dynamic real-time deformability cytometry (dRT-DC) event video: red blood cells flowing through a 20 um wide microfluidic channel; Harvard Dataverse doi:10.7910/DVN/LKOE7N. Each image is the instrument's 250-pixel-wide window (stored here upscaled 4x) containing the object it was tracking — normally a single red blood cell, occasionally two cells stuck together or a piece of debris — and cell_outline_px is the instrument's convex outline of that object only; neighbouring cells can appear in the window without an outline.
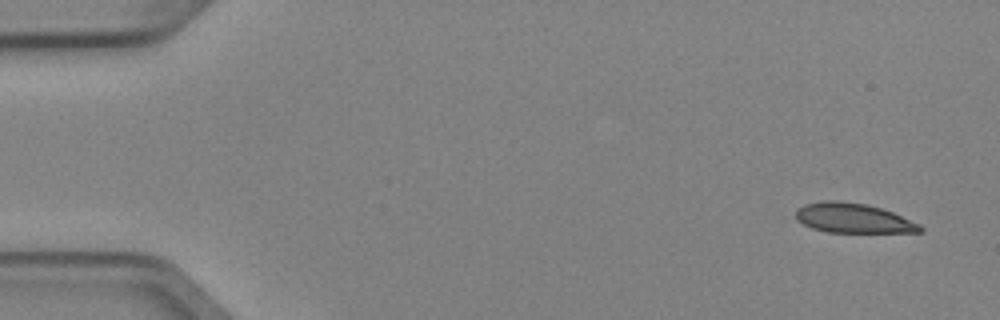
{"species": "Egyptian fruit bat (a non-hibernating species)", "species_latin": "Rousettus aegyptiacus", "temperature_condition": "cold", "stored_images_in_passage": 5, "camera_frame_rate_fps": 3000, "um_per_image_px": 0.085, "animal": {"sex": "female"}, "frame": {"image": 1, "passage_image": 1, "time_ms": 0.0, "image_size_px": [1000, 320], "cell_outline_px": [[924, 232], [828, 232], [812, 228], [796, 220], [796, 208], [804, 204], [824, 200], [836, 200], [868, 204], [892, 212], [920, 224], [924, 228]], "centroid_in_image_um": [72.5, 18.53], "position_along_channel_um": 12.5, "area_um2": 21.56}}
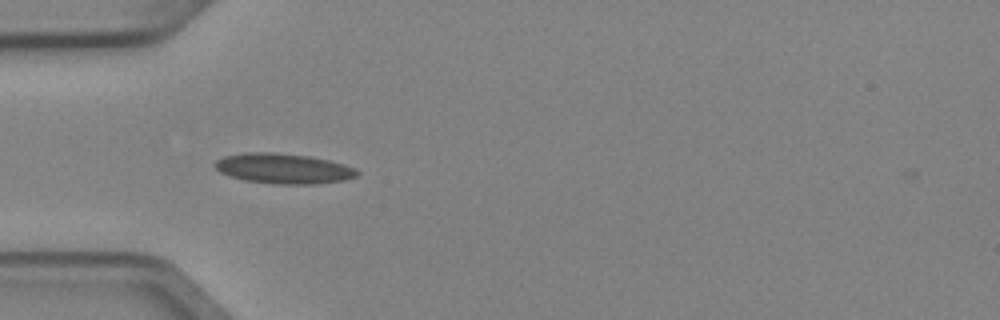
{"frame": {"image": 2, "passage_image": 4, "time_ms": 1.0, "image_size_px": [1000, 320], "cell_outline_px": [[360, 172], [356, 176], [344, 180], [316, 184], [272, 184], [244, 180], [228, 176], [220, 172], [212, 164], [216, 160], [224, 156], [244, 152], [272, 152], [308, 156], [328, 160], [344, 164], [356, 168]], "centroid_in_image_um": [24.07, 14.33], "position_along_channel_um": 60.9, "area_um2": 25.2}}
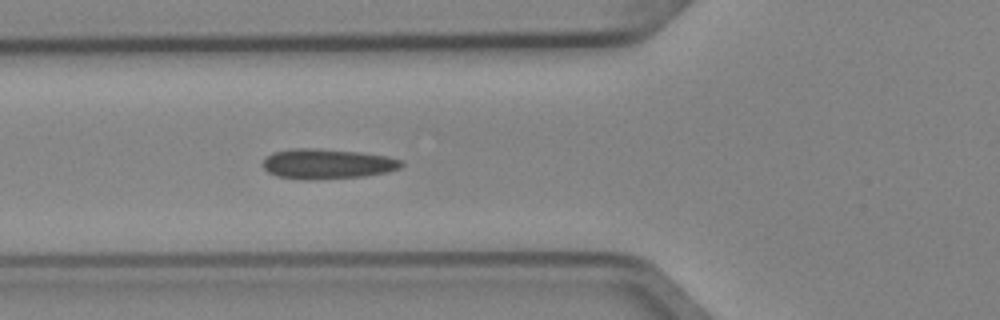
{"frame": {"image": 3, "passage_image": 5, "time_ms": 1.333, "image_size_px": [1000, 320], "cell_outline_px": [[404, 164], [400, 168], [388, 172], [364, 176], [312, 180], [308, 180], [276, 176], [268, 172], [264, 168], [264, 160], [272, 152], [292, 148], [312, 148], [356, 152], [384, 156], [400, 160]], "centroid_in_image_um": [27.79, 13.94], "position_along_channel_um": 98.0, "area_um2": 24.04}}